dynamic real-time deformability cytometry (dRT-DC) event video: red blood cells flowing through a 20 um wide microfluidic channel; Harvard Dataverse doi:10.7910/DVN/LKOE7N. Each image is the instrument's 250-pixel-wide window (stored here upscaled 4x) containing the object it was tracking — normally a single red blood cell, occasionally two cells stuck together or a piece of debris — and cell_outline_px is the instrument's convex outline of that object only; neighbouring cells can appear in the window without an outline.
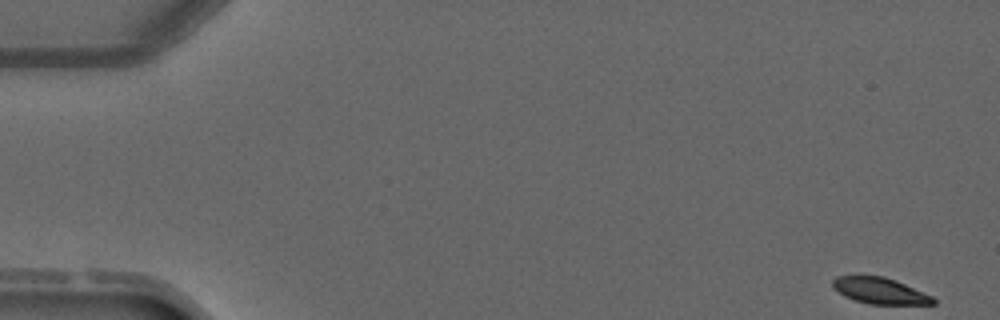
{"species": "common noctule bat (a hibernating species)", "species_latin": "Nyctalus noctula", "temperature_condition": "warm", "stored_images_in_passage": 4, "camera_frame_rate_fps": 3000, "um_per_image_px": 0.085, "animal": {"sex": "male", "forearm_length_mm": 52.5}, "frame": {"image": 1, "passage_image": 1, "time_ms": 0.0, "image_size_px": [1000, 320], "cell_outline_px": [[936, 304], [868, 304], [844, 296], [832, 288], [832, 280], [836, 276], [884, 276], [904, 284], [932, 296], [936, 300]], "centroid_in_image_um": [74.76, 24.72], "position_along_channel_um": 10.2, "area_um2": 15.2}}
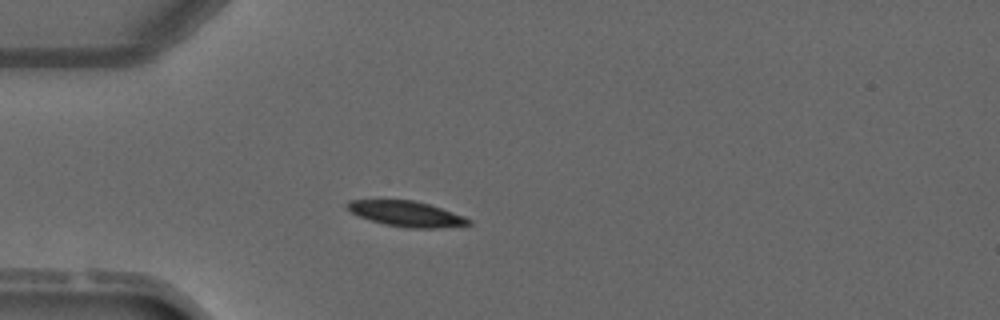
{"frame": {"image": 2, "passage_image": 4, "time_ms": 3.667, "image_size_px": [1000, 320], "cell_outline_px": [[472, 224], [440, 228], [408, 228], [384, 224], [360, 216], [352, 212], [344, 204], [348, 200], [412, 200], [428, 204], [464, 216], [472, 220]], "centroid_in_image_um": [34.56, 18.18], "position_along_channel_um": 50.4, "area_um2": 17.8}}